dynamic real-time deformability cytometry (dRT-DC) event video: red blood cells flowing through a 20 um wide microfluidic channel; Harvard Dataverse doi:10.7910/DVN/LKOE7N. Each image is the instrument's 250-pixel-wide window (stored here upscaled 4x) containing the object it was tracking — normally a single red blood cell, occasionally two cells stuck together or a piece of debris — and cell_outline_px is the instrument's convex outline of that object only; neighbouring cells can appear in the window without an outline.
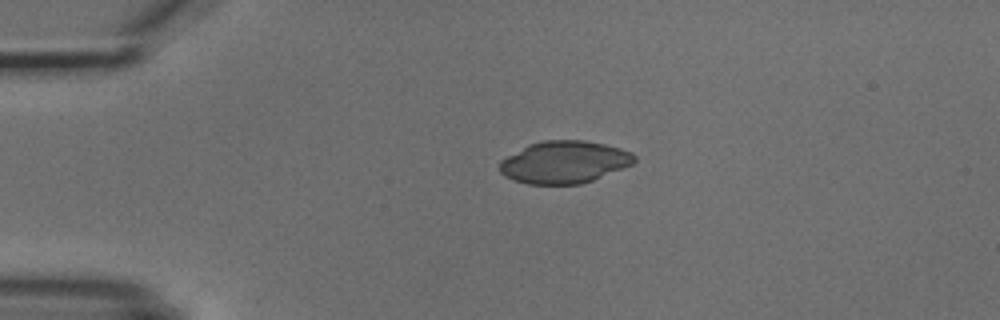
{"species": "common noctule bat (a hibernating species)", "species_latin": "Nyctalus noctula", "temperature_condition": "cold", "stored_images_in_passage": 2, "camera_frame_rate_fps": 3000, "um_per_image_px": 0.085, "animal": {"sex": "male", "body_mass_g": 18.8}, "frame": {"image": 1, "passage_image": 1, "time_ms": 0.0, "image_size_px": [1000, 320], "cell_outline_px": [[636, 160], [632, 164], [592, 180], [580, 184], [528, 184], [512, 180], [504, 176], [500, 172], [500, 160], [528, 144], [544, 140], [584, 140], [604, 144], [620, 148], [632, 152], [636, 156]], "centroid_in_image_um": [47.94, 13.78], "position_along_channel_um": 37.1, "area_um2": 33.18}}